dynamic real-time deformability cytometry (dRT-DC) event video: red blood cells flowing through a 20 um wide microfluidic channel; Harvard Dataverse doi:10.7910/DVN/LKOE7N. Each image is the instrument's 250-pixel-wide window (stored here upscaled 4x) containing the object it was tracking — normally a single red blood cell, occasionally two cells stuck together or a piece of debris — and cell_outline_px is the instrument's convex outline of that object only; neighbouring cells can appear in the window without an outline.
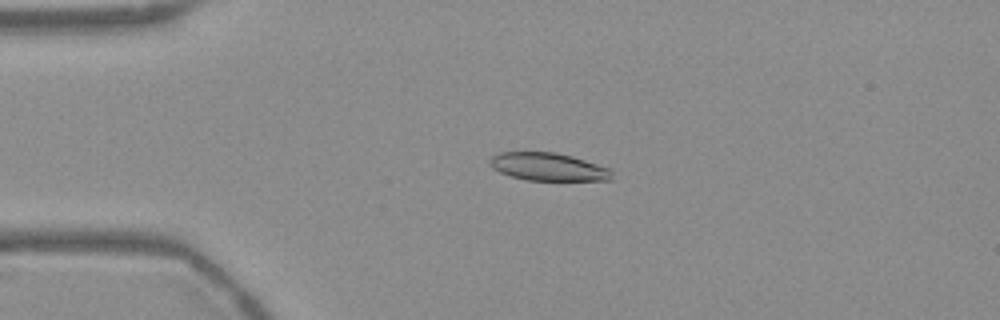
{"species": "Egyptian fruit bat (a non-hibernating species)", "species_latin": "Rousettus aegyptiacus", "temperature_condition": "warm", "stored_images_in_passage": 55, "camera_frame_rate_fps": 3000, "um_per_image_px": 0.085, "frame": {"image": 1, "passage_image": 13, "time_ms": 4.0, "image_size_px": [1000, 320], "cell_outline_px": [[612, 180], [528, 180], [512, 176], [500, 172], [492, 168], [488, 164], [488, 160], [492, 156], [500, 152], [556, 152], [572, 156], [612, 168]], "centroid_in_image_um": [46.61, 14.17], "position_along_channel_um": 38.4, "area_um2": 19.94}}
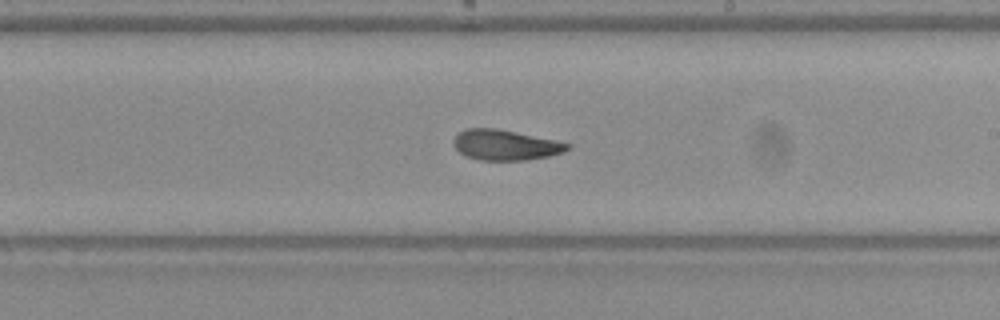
{"frame": {"image": 2, "passage_image": 32, "time_ms": 10.333, "image_size_px": [1000, 320], "cell_outline_px": [[572, 148], [564, 152], [548, 156], [524, 160], [480, 160], [468, 156], [460, 152], [452, 144], [452, 140], [460, 132], [468, 128], [496, 128], [556, 140], [572, 144]], "centroid_in_image_um": [42.99, 12.32], "position_along_channel_um": 246.0, "area_um2": 20.11}}
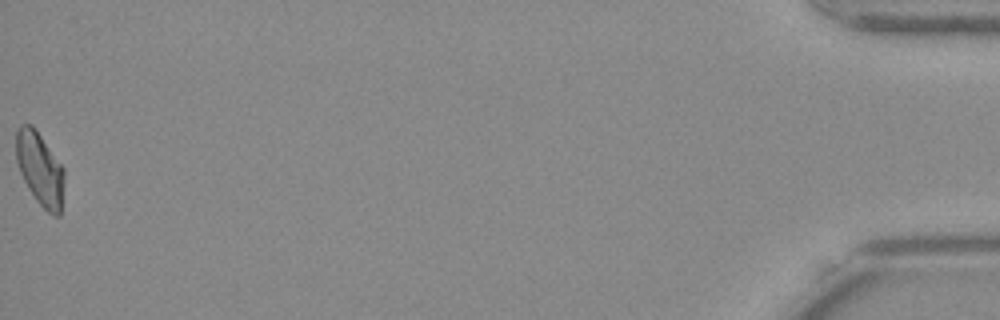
{"frame": {"image": 3, "passage_image": 55, "time_ms": 18.0, "image_size_px": [1000, 320], "cell_outline_px": [[64, 176], [60, 216], [52, 216], [36, 200], [28, 188], [20, 172], [16, 160], [16, 132], [20, 124], [32, 124], [64, 168]], "centroid_in_image_um": [3.39, 14.35], "position_along_channel_um": 431.8, "area_um2": 20.4}, "authors_computed_cell_mechanics": {"area_um2": 20.808, "velocity_mm_per_s": 3.7565, "shape_relaxation_time_tau1_ms": null, "shape_relaxation_time_tau2_ms": 2.436, "deformation_change_tau1": null, "deformation_change_tau2": 0.0801}}